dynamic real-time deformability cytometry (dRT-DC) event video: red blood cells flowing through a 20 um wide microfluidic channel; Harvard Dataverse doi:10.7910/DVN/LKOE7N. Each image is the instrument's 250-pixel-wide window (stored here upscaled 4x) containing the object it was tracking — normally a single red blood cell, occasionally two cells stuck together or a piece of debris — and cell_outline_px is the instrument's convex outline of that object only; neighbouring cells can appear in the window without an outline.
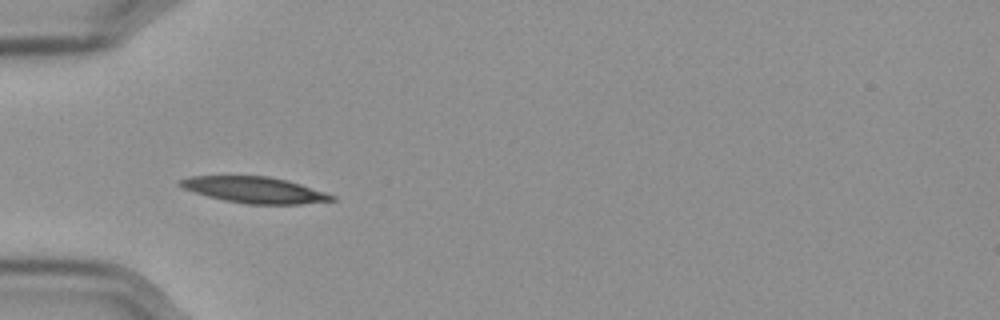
{"species": "Egyptian fruit bat (a non-hibernating species)", "species_latin": "Rousettus aegyptiacus", "temperature_condition": "cold", "stored_images_in_passage": 43, "camera_frame_rate_fps": 3000, "um_per_image_px": 0.085, "frame": {"image": 1, "passage_image": 13, "time_ms": 4.0, "image_size_px": [1000, 320], "cell_outline_px": [[336, 200], [300, 204], [244, 204], [224, 200], [208, 196], [184, 188], [176, 184], [176, 180], [188, 176], [268, 176], [288, 180], [336, 196]], "centroid_in_image_um": [21.6, 16.14], "position_along_channel_um": 63.4, "area_um2": 23.12}}
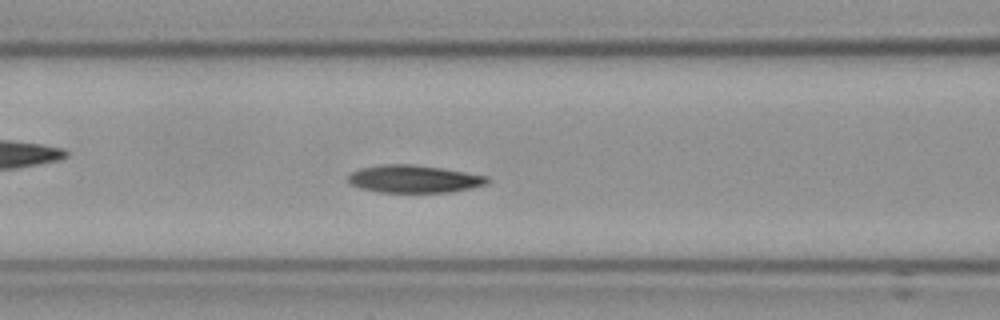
{"frame": {"image": 2, "passage_image": 19, "time_ms": 6.0, "image_size_px": [1000, 320], "cell_outline_px": [[492, 180], [488, 184], [452, 192], [380, 192], [360, 188], [348, 184], [348, 176], [352, 172], [360, 168], [380, 164], [412, 164], [440, 168], [488, 176]], "centroid_in_image_um": [35.18, 15.21], "position_along_channel_um": 131.4, "area_um2": 22.48}, "authors_computed_cell_mechanics": {"area_um2": 22.4264, "velocity_mm_per_s": 3.539, "shape_relaxation_time_tau1_ms": 6.8957, "shape_relaxation_time_tau2_ms": 4.2551, "deformation_change_tau1": 0.155, "deformation_change_tau2": 0.1001}}